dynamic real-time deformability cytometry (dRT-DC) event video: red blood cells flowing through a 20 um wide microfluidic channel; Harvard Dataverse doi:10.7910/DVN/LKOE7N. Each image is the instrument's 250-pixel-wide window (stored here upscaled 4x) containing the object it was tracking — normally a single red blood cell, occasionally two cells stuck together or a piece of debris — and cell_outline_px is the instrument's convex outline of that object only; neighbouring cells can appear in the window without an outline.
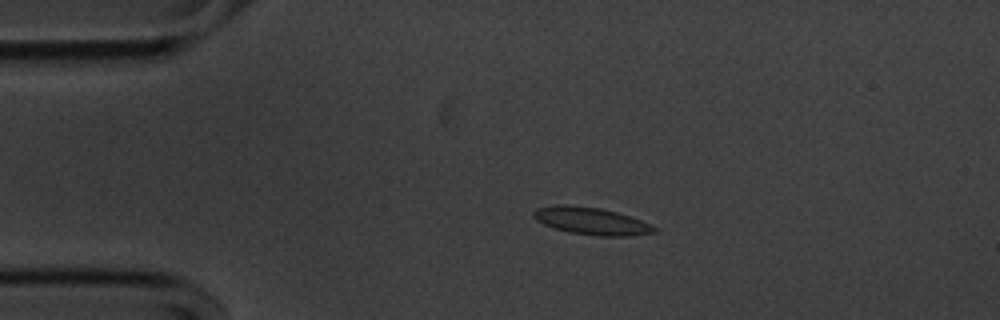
{"species": "common noctule bat (a hibernating species)", "species_latin": "Nyctalus noctula", "temperature_condition": "cold", "stored_images_in_passage": 55, "camera_frame_rate_fps": 3000, "um_per_image_px": 0.085, "animal": {"sex": "male", "body_mass_g": 20.1, "forearm_length_mm": 53.5}, "frame": {"image": 1, "passage_image": 11, "time_ms": 3.333, "image_size_px": [1000, 320], "cell_outline_px": [[656, 232], [628, 236], [596, 236], [572, 232], [556, 228], [544, 224], [536, 220], [532, 216], [532, 212], [536, 208], [560, 204], [564, 204], [600, 208], [616, 212], [652, 224], [656, 228]], "centroid_in_image_um": [50.25, 18.78], "position_along_channel_um": 34.8, "area_um2": 19.02}}
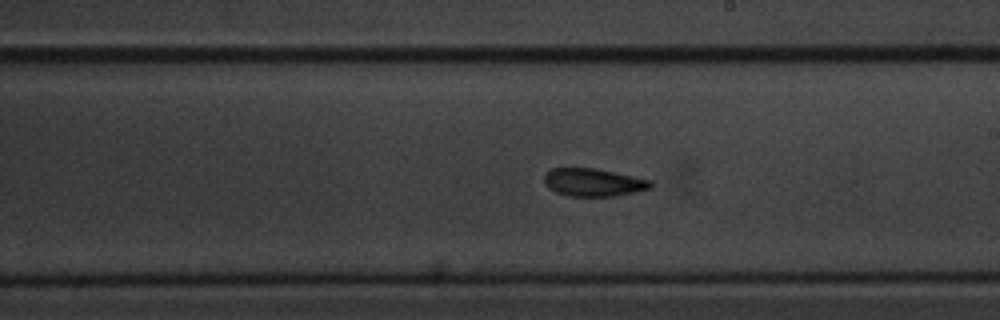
{"frame": {"image": 2, "passage_image": 31, "time_ms": 10.0, "image_size_px": [1000, 320], "cell_outline_px": [[652, 188], [636, 192], [612, 196], [568, 196], [556, 192], [548, 188], [544, 184], [544, 172], [552, 168], [596, 168], [652, 180]], "centroid_in_image_um": [50.42, 15.5], "position_along_channel_um": 238.6, "area_um2": 17.46}}
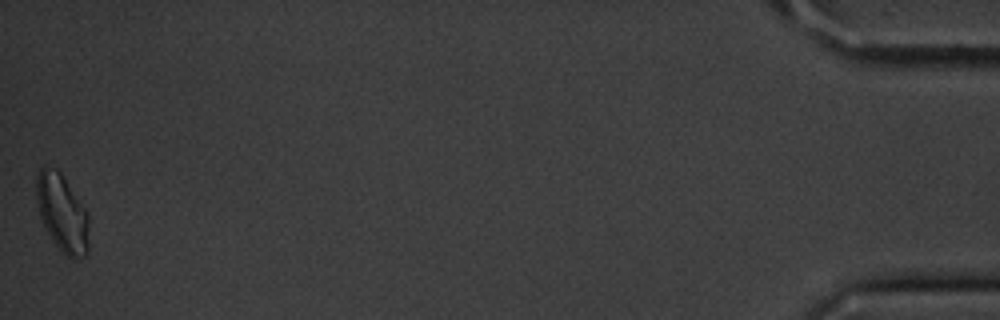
{"frame": {"image": 3, "passage_image": 55, "time_ms": 18.0, "image_size_px": [1000, 320], "cell_outline_px": [[88, 252], [84, 256], [76, 260], [72, 260], [52, 240], [40, 216], [36, 200], [36, 176], [40, 168], [44, 164], [56, 168], [60, 172], [84, 208], [88, 216]], "centroid_in_image_um": [5.27, 18.08], "position_along_channel_um": 429.9, "area_um2": 23.52}, "authors_computed_cell_mechanics": {"area_um2": 17.8024, "velocity_mm_per_s": 3.5781, "shape_relaxation_time_tau1_ms": 6.411, "shape_relaxation_time_tau2_ms": 9.9172, "deformation_change_tau1": 0.1286, "deformation_change_tau2": 0.1235}}